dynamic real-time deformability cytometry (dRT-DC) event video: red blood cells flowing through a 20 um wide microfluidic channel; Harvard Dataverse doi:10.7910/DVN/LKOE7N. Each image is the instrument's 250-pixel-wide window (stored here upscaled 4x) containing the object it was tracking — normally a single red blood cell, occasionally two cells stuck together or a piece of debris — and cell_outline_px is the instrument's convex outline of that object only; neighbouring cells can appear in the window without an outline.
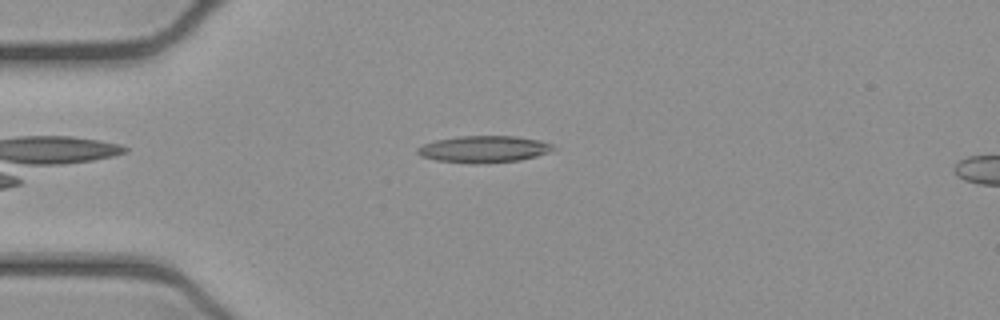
{"species": "common noctule bat (a hibernating species)", "species_latin": "Nyctalus noctula", "temperature_condition": "cold", "stored_images_in_passage": 41, "camera_frame_rate_fps": 3000, "um_per_image_px": 0.085, "animal": {"sex": "female", "body_mass_g": 21.9}, "frame": {"image": 1, "passage_image": 2, "time_ms": 0.333, "image_size_px": [1000, 320], "cell_outline_px": [[556, 148], [548, 152], [536, 156], [520, 160], [476, 164], [472, 164], [436, 160], [420, 156], [416, 152], [416, 148], [424, 144], [436, 140], [460, 136], [516, 136], [540, 140], [552, 144]], "centroid_in_image_um": [41.11, 12.68], "position_along_channel_um": 43.9, "area_um2": 21.21}}
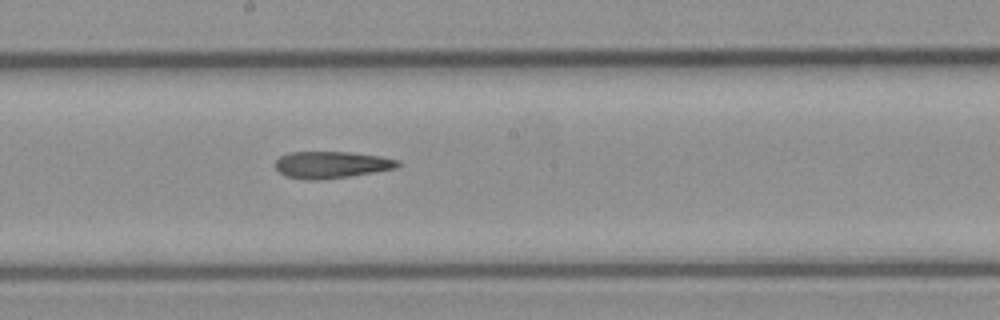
{"frame": {"image": 2, "passage_image": 17, "time_ms": 5.333, "image_size_px": [1000, 320], "cell_outline_px": [[400, 164], [396, 168], [348, 176], [320, 180], [308, 180], [284, 176], [276, 168], [276, 160], [280, 156], [288, 152], [352, 152], [380, 156], [400, 160]], "centroid_in_image_um": [28.16, 14.0], "position_along_channel_um": 220.0, "area_um2": 19.13}}
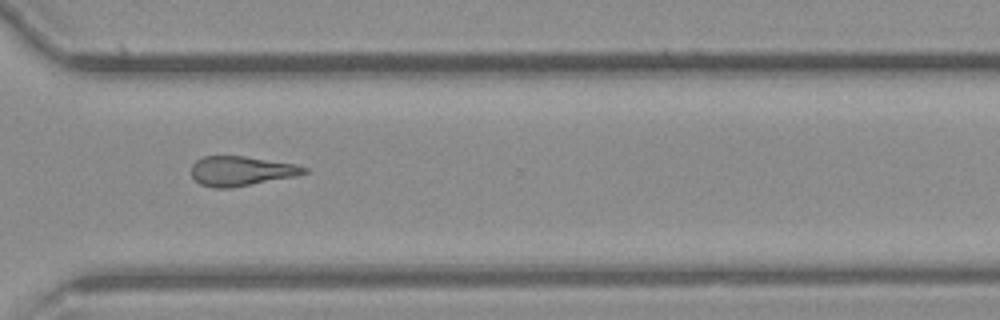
{"frame": {"image": 3, "passage_image": 27, "time_ms": 8.667, "image_size_px": [1000, 320], "cell_outline_px": [[308, 172], [296, 176], [232, 188], [212, 188], [200, 184], [192, 176], [192, 164], [196, 160], [204, 156], [244, 156], [296, 164], [308, 168]], "centroid_in_image_um": [20.5, 14.54], "position_along_channel_um": 350.1, "area_um2": 19.54}}